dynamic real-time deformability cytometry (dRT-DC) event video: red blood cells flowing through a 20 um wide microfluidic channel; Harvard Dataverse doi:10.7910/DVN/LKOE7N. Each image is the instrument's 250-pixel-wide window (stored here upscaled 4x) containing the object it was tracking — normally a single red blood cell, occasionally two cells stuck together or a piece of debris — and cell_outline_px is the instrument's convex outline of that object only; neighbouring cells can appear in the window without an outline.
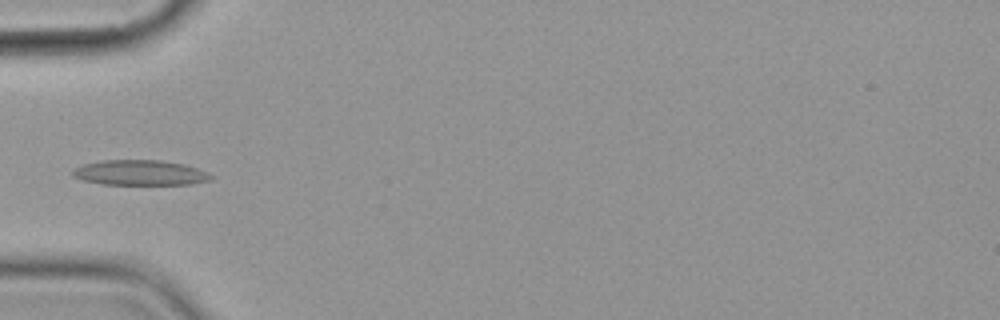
{"species": "common noctule bat (a hibernating species)", "species_latin": "Nyctalus noctula", "temperature_condition": "cold", "stored_images_in_passage": 6, "camera_frame_rate_fps": 3000, "um_per_image_px": 0.085, "animal": {"sex": "female", "body_mass_g": 19.9}, "frame": {"image": 1, "passage_image": 6, "time_ms": 5.667, "image_size_px": [1000, 320], "cell_outline_px": [[216, 176], [212, 180], [192, 184], [100, 184], [84, 180], [72, 176], [72, 172], [76, 168], [84, 164], [104, 160], [160, 160], [184, 164], [208, 172]], "centroid_in_image_um": [11.96, 14.68], "position_along_channel_um": 73.0, "area_um2": 20.29}}